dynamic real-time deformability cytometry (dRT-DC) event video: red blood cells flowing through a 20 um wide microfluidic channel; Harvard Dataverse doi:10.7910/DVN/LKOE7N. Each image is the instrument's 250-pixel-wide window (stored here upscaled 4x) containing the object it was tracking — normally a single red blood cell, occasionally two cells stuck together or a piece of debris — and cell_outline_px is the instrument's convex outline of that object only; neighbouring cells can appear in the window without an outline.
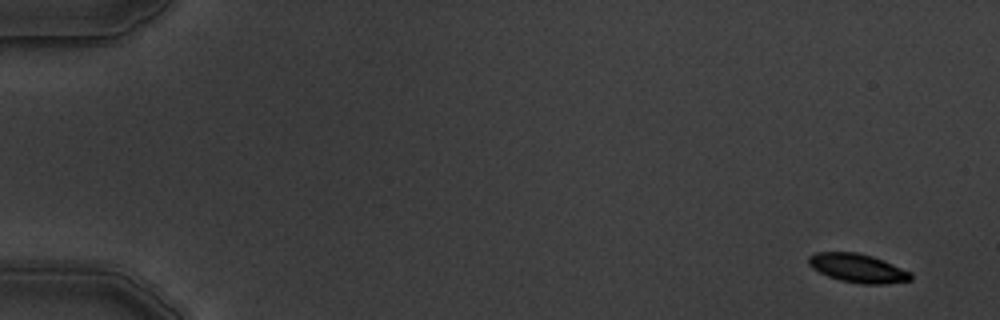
{"species": "common noctule bat (a hibernating species)", "species_latin": "Nyctalus noctula", "temperature_condition": "warm", "stored_images_in_passage": 5, "camera_frame_rate_fps": 3000, "um_per_image_px": 0.085, "animal": {"sex": "male", "body_mass_g": 19.5, "forearm_length_mm": 54.6}, "frame": {"image": 1, "passage_image": 1, "time_ms": 0.0, "image_size_px": [1000, 320], "cell_outline_px": [[912, 280], [884, 284], [864, 284], [840, 280], [828, 276], [812, 268], [808, 264], [808, 256], [816, 252], [856, 252], [872, 256], [884, 260], [912, 272]], "centroid_in_image_um": [72.93, 22.79], "position_along_channel_um": 12.1, "area_um2": 17.17}}
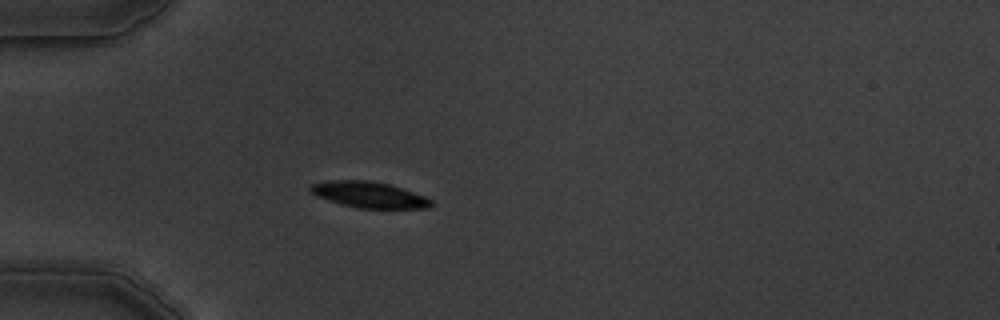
{"frame": {"image": 2, "passage_image": 5, "time_ms": 4.667, "image_size_px": [1000, 320], "cell_outline_px": [[432, 204], [428, 208], [360, 208], [340, 204], [316, 196], [308, 188], [312, 184], [328, 180], [368, 180], [388, 184], [424, 196], [432, 200]], "centroid_in_image_um": [31.33, 16.55], "position_along_channel_um": 53.7, "area_um2": 18.09}}